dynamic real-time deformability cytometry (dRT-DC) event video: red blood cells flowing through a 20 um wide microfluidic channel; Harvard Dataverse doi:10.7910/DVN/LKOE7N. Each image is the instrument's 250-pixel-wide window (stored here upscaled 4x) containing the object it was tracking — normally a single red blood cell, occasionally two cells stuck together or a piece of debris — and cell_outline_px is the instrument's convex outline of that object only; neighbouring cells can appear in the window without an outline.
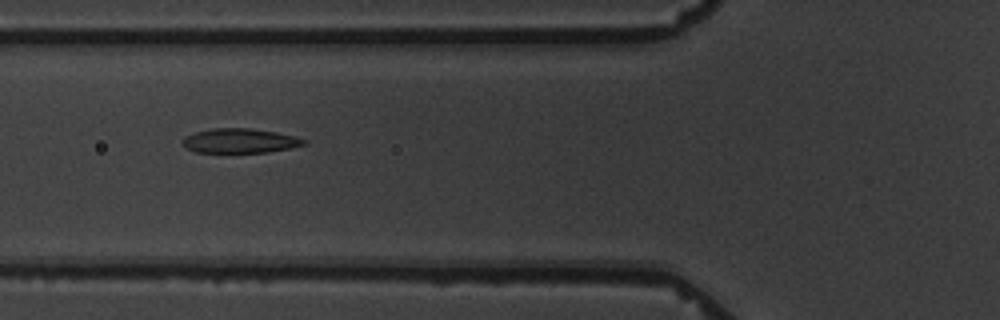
{"species": "common noctule bat (a hibernating species)", "species_latin": "Nyctalus noctula", "temperature_condition": "warm", "stored_images_in_passage": 7, "camera_frame_rate_fps": 3000, "um_per_image_px": 0.085, "animal": {"sex": "male", "body_mass_g": 19.5, "forearm_length_mm": 54.6}, "frame": {"image": 1, "passage_image": 6, "time_ms": 6.0, "image_size_px": [1000, 320], "cell_outline_px": [[308, 144], [268, 152], [196, 152], [184, 148], [180, 144], [184, 136], [196, 132], [212, 128], [252, 128], [276, 132], [296, 136], [308, 140]], "centroid_in_image_um": [20.38, 11.96], "position_along_channel_um": 105.4, "area_um2": 17.51}}
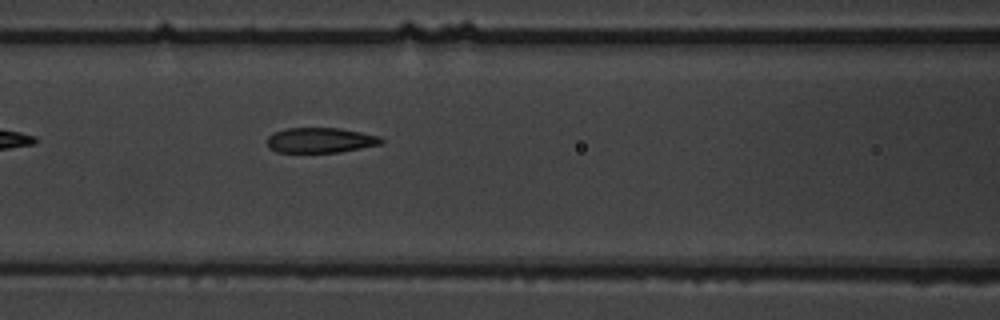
{"frame": {"image": 2, "passage_image": 7, "time_ms": 7.0, "image_size_px": [1000, 320], "cell_outline_px": [[384, 144], [340, 152], [276, 152], [268, 148], [268, 136], [272, 132], [288, 128], [340, 128], [380, 136], [384, 140]], "centroid_in_image_um": [27.25, 11.92], "position_along_channel_um": 139.3, "area_um2": 16.88}}